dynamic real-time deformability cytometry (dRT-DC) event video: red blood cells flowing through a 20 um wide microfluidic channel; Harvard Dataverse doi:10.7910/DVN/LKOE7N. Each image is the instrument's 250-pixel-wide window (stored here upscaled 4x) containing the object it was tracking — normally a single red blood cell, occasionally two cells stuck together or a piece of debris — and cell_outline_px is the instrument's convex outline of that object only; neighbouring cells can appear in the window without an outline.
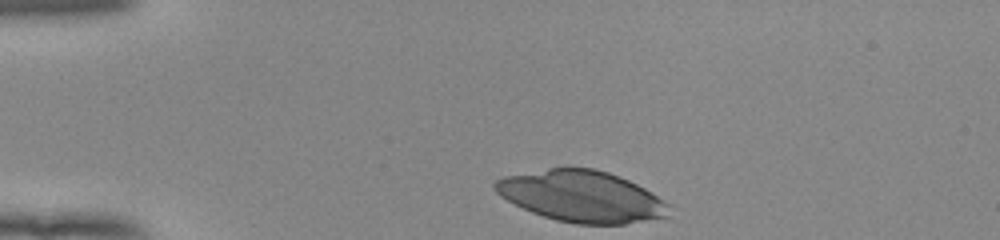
{"species": "human", "species_latin": "Homo sapiens", "temperature_condition": "room temperature", "stored_images_in_passage": 34, "camera_frame_rate_fps": 3000, "um_per_image_px": 0.085, "donor": {"sex": "female"}, "frame": {"image": 1, "passage_image": 1, "time_ms": 0.0, "image_size_px": [1000, 240], "cell_outline_px": [[668, 216], [624, 224], [576, 224], [556, 220], [532, 212], [500, 196], [492, 188], [492, 184], [496, 180], [504, 176], [548, 168], [596, 168], [620, 176], [652, 192], [668, 204]], "centroid_in_image_um": [49.41, 16.68], "position_along_channel_um": 35.6, "area_um2": 51.67}}
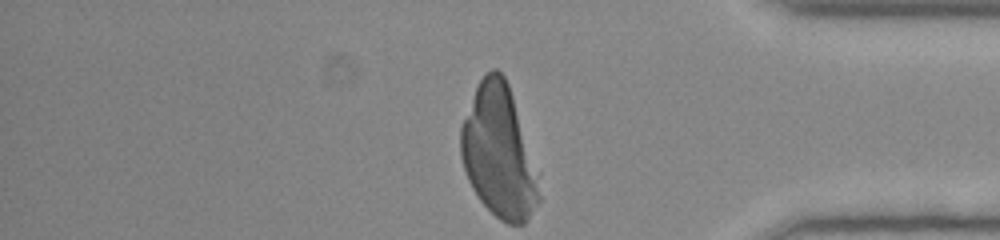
{"frame": {"image": 2, "passage_image": 34, "time_ms": 11.0, "image_size_px": [1000, 240], "cell_outline_px": [[540, 200], [524, 224], [508, 224], [500, 220], [480, 200], [472, 188], [468, 180], [460, 156], [460, 128], [476, 88], [480, 80], [492, 68], [496, 68], [504, 76], [508, 84], [512, 96], [540, 196]], "centroid_in_image_um": [42.32, 12.94], "position_along_channel_um": 392.9, "area_um2": 57.92}}